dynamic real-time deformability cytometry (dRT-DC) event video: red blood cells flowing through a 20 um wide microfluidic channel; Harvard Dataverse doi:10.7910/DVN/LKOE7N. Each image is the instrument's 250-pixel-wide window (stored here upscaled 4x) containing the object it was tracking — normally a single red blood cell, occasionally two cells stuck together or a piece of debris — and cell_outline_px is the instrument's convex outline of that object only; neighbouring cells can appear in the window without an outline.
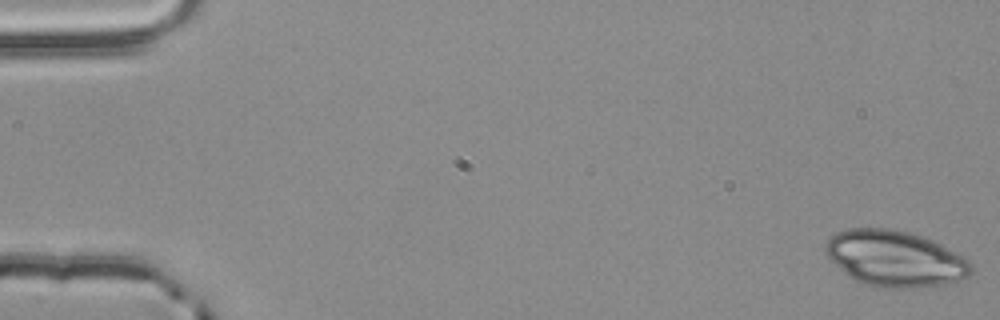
{"species": "common noctule bat (a hibernating species)", "species_latin": "Nyctalus noctula", "temperature_condition": "room temperature", "stored_images_in_passage": 4, "camera_frame_rate_fps": 3000, "um_per_image_px": 0.085, "animal": {"sex": "male", "body_mass_g": 20.4}, "frame": {"image": 1, "passage_image": 1, "time_ms": 0.0, "image_size_px": [1000, 320], "cell_outline_px": [[972, 272], [968, 276], [960, 280], [944, 284], [916, 288], [884, 288], [868, 284], [856, 280], [848, 276], [824, 252], [824, 244], [836, 232], [848, 228], [892, 228], [908, 232], [932, 240], [964, 256], [972, 264]], "centroid_in_image_um": [76.08, 21.97], "position_along_channel_um": 8.9, "area_um2": 47.45}}